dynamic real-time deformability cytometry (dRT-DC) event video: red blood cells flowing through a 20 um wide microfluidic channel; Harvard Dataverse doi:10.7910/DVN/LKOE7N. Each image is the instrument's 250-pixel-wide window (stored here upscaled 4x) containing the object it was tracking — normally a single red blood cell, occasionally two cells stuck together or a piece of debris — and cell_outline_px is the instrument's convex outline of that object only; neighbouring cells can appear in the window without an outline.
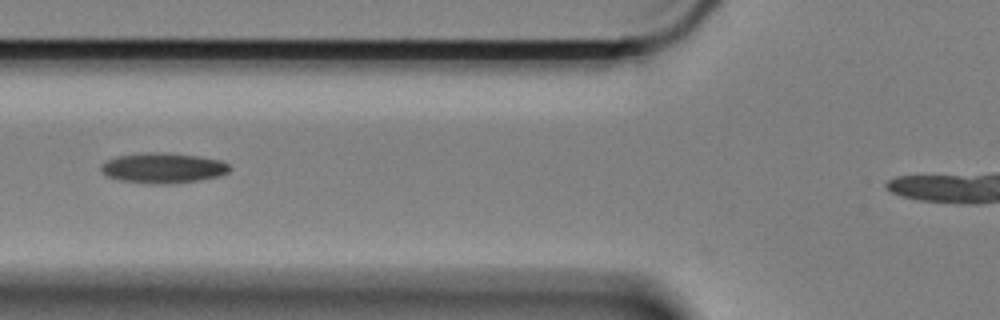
{"species": "Egyptian fruit bat (a non-hibernating species)", "species_latin": "Rousettus aegyptiacus", "temperature_condition": "cold", "stored_images_in_passage": 33, "camera_frame_rate_fps": 3000, "um_per_image_px": 0.085, "animal": {"sex": "female"}, "frame": {"image": 1, "passage_image": 3, "time_ms": 0.667, "image_size_px": [1000, 320], "cell_outline_px": [[232, 168], [228, 172], [220, 176], [196, 180], [164, 184], [156, 184], [120, 180], [108, 176], [100, 168], [100, 164], [104, 160], [116, 156], [148, 152], [156, 152], [196, 156], [220, 160], [228, 164]], "centroid_in_image_um": [13.83, 14.27], "position_along_channel_um": 112.0, "area_um2": 22.43}}
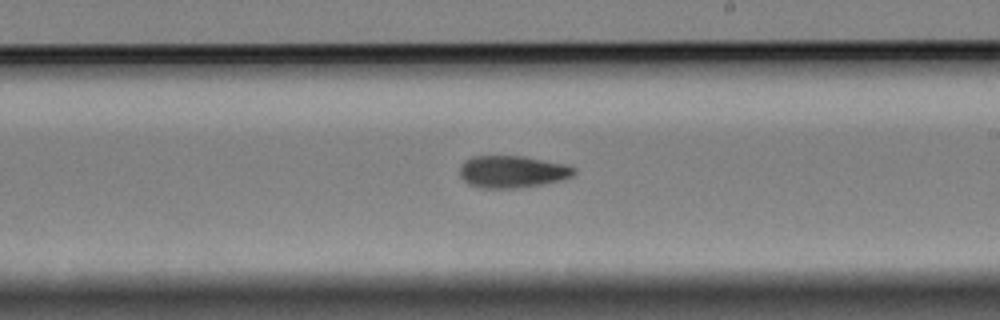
{"frame": {"image": 2, "passage_image": 15, "time_ms": 4.667, "image_size_px": [1000, 320], "cell_outline_px": [[576, 172], [572, 176], [560, 180], [540, 184], [516, 188], [484, 188], [468, 184], [460, 176], [460, 164], [464, 160], [472, 156], [524, 156], [564, 164], [576, 168]], "centroid_in_image_um": [43.51, 14.58], "position_along_channel_um": 245.5, "area_um2": 21.33}}
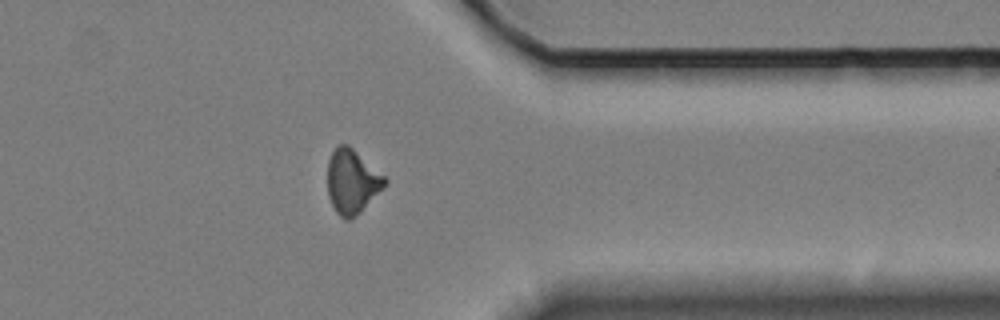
{"frame": {"image": 3, "passage_image": 28, "time_ms": 9.0, "image_size_px": [1000, 320], "cell_outline_px": [[388, 180], [356, 216], [348, 220], [344, 220], [336, 212], [328, 196], [328, 160], [332, 152], [340, 144], [348, 144], [384, 176]], "centroid_in_image_um": [29.88, 15.43], "position_along_channel_um": 381.5, "area_um2": 20.87}}